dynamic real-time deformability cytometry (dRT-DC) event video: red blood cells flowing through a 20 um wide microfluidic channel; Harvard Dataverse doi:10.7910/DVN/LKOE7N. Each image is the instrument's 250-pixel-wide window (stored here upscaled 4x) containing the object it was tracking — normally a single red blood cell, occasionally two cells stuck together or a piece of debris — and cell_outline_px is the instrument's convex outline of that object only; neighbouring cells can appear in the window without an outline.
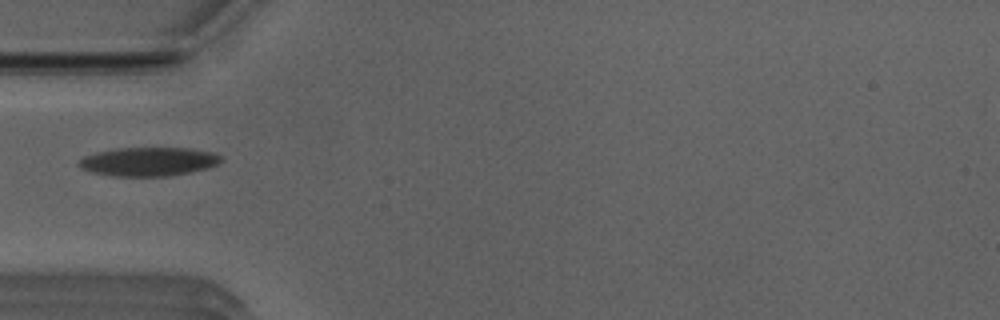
{"species": "Egyptian fruit bat (a non-hibernating species)", "species_latin": "Rousettus aegyptiacus", "temperature_condition": "room temperature", "stored_images_in_passage": 36, "camera_frame_rate_fps": 3000, "um_per_image_px": 0.085, "animal": {"sex": "male"}, "frame": {"image": 1, "passage_image": 1, "time_ms": 0.0, "image_size_px": [1000, 320], "cell_outline_px": [[224, 160], [220, 164], [208, 168], [192, 172], [172, 176], [112, 176], [92, 172], [80, 168], [76, 164], [84, 156], [96, 152], [116, 148], [188, 148], [212, 152], [224, 156]], "centroid_in_image_um": [12.67, 13.74], "position_along_channel_um": 72.3, "area_um2": 24.22}}
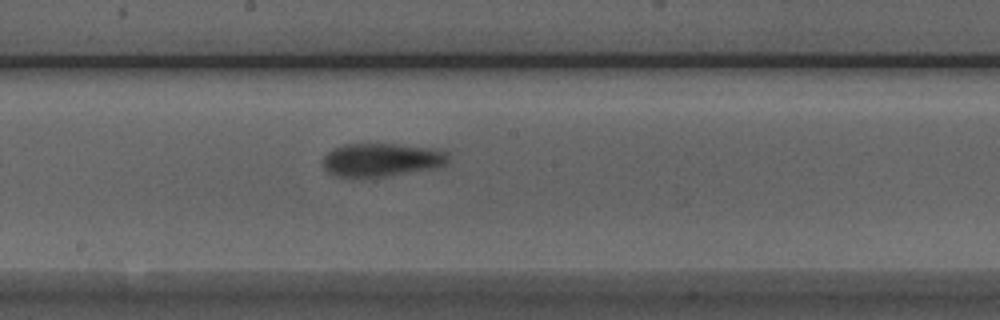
{"frame": {"image": 2, "passage_image": 12, "time_ms": 3.667, "image_size_px": [1000, 320], "cell_outline_px": [[448, 160], [444, 164], [432, 168], [384, 176], [352, 180], [336, 176], [328, 172], [324, 168], [324, 156], [332, 148], [344, 144], [396, 144], [436, 148], [448, 152]], "centroid_in_image_um": [32.36, 13.6], "position_along_channel_um": 215.8, "area_um2": 24.68}}
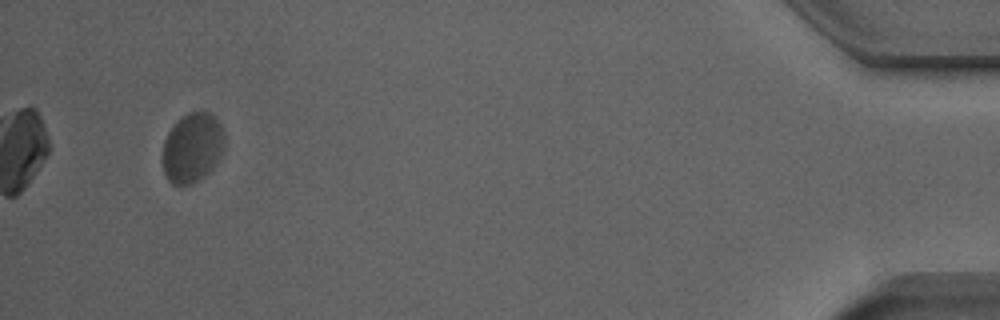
{"frame": {"image": 3, "passage_image": 34, "time_ms": 11.0, "image_size_px": [1000, 320], "cell_outline_px": [[224, 148], [216, 164], [204, 176], [180, 188], [172, 184], [168, 180], [164, 172], [160, 160], [164, 140], [168, 132], [176, 120], [188, 112], [208, 112], [220, 124], [224, 136]], "centroid_in_image_um": [16.29, 12.58], "position_along_channel_um": 418.9, "area_um2": 25.43}}